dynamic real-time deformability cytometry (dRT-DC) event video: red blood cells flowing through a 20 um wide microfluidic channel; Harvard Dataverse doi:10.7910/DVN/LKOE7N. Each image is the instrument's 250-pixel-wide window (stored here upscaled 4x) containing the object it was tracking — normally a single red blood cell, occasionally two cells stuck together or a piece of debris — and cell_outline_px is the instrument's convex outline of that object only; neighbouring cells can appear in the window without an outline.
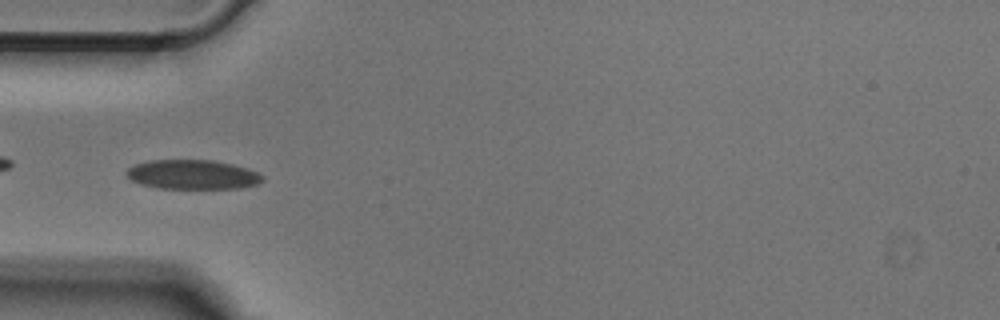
{"species": "Egyptian fruit bat (a non-hibernating species)", "species_latin": "Rousettus aegyptiacus", "temperature_condition": "cold", "stored_images_in_passage": 50, "camera_frame_rate_fps": 3000, "um_per_image_px": 0.085, "animal": {"sex": "male"}, "frame": {"image": 1, "passage_image": 15, "time_ms": 4.667, "image_size_px": [1000, 320], "cell_outline_px": [[264, 180], [256, 184], [240, 188], [156, 188], [140, 184], [132, 180], [124, 172], [128, 168], [136, 164], [152, 160], [212, 160], [232, 164], [248, 168], [264, 176]], "centroid_in_image_um": [16.37, 14.84], "position_along_channel_um": 68.6, "area_um2": 23.24}}
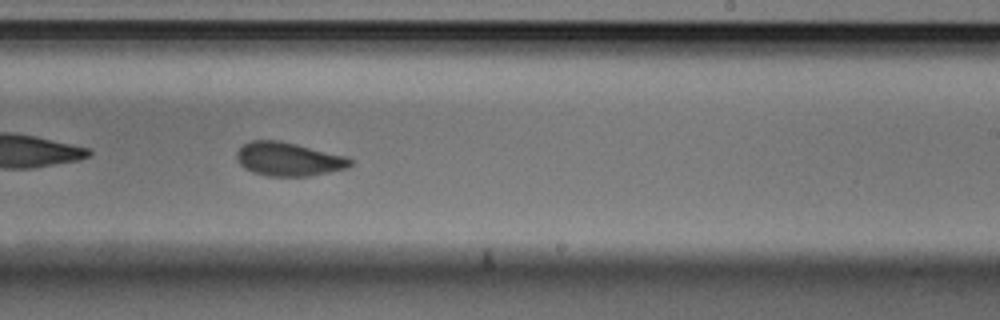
{"frame": {"image": 2, "passage_image": 30, "time_ms": 9.667, "image_size_px": [1000, 320], "cell_outline_px": [[352, 164], [348, 168], [308, 176], [268, 176], [252, 172], [244, 168], [236, 160], [236, 152], [244, 144], [252, 140], [280, 140], [348, 156], [352, 160]], "centroid_in_image_um": [24.53, 13.52], "position_along_channel_um": 264.5, "area_um2": 22.43}}
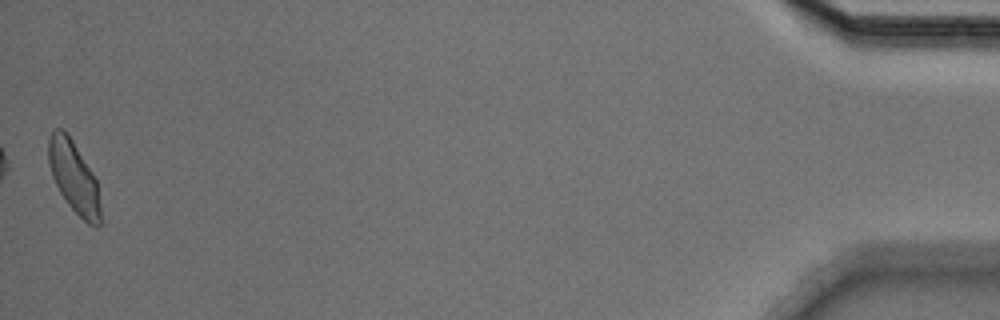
{"frame": {"image": 3, "passage_image": 50, "time_ms": 16.333, "image_size_px": [1000, 320], "cell_outline_px": [[100, 224], [96, 228], [88, 224], [68, 204], [60, 192], [52, 176], [48, 164], [48, 136], [56, 128], [60, 128], [68, 132], [96, 180], [100, 208]], "centroid_in_image_um": [6.25, 15.03], "position_along_channel_um": 428.9, "area_um2": 21.5}}